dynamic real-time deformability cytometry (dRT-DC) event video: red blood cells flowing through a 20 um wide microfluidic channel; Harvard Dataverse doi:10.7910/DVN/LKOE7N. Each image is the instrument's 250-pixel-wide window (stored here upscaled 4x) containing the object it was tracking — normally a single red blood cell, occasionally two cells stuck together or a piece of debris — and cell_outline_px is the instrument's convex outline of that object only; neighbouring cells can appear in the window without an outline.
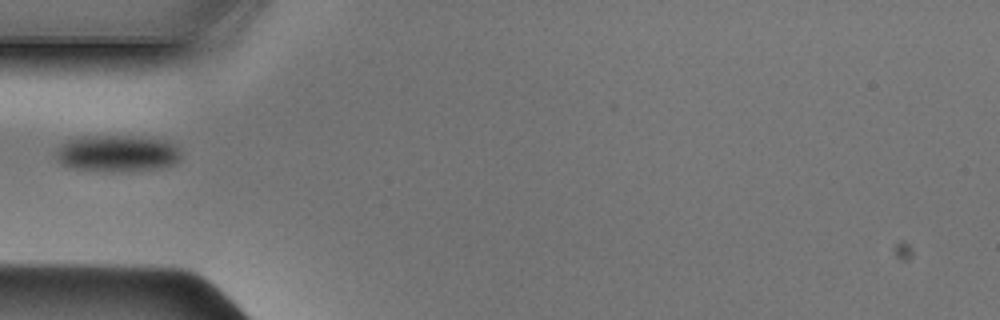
{"species": "Egyptian fruit bat (a non-hibernating species)", "species_latin": "Rousettus aegyptiacus", "temperature_condition": "cold", "stored_images_in_passage": 34, "camera_frame_rate_fps": 3000, "um_per_image_px": 0.085, "animal": {"sex": "male"}, "frame": {"image": 1, "passage_image": 1, "time_ms": 0.0, "image_size_px": [1000, 320], "cell_outline_px": [[180, 160], [176, 164], [160, 168], [128, 172], [104, 172], [72, 168], [56, 160], [56, 152], [60, 144], [68, 140], [80, 136], [132, 136], [160, 140], [176, 144], [180, 148]], "centroid_in_image_um": [9.97, 13.06], "position_along_channel_um": 75.0, "area_um2": 27.17}}
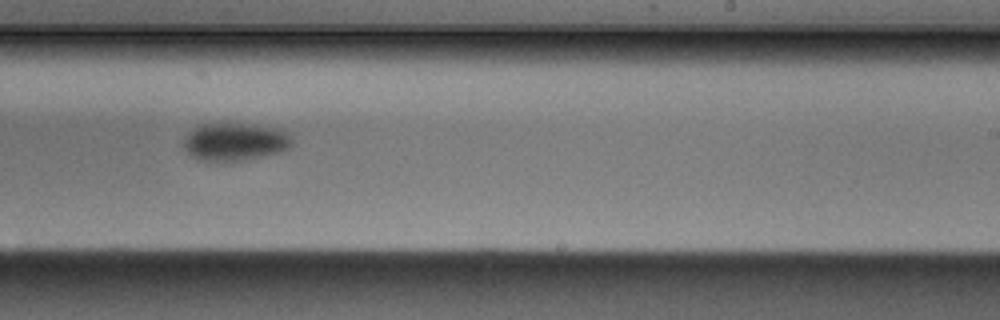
{"frame": {"image": 2, "passage_image": 15, "time_ms": 4.667, "image_size_px": [1000, 320], "cell_outline_px": [[292, 144], [288, 148], [280, 152], [248, 160], [196, 160], [184, 148], [180, 140], [196, 124], [256, 124], [276, 128], [292, 136]], "centroid_in_image_um": [19.92, 12.04], "position_along_channel_um": 269.1, "area_um2": 24.1}}
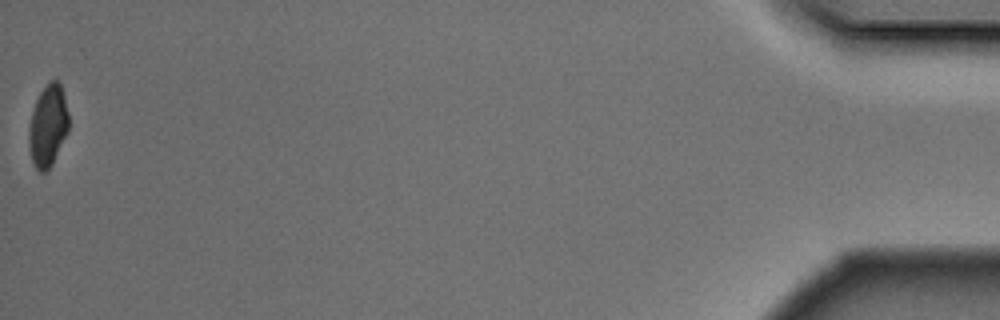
{"frame": {"image": 3, "passage_image": 34, "time_ms": 11.0, "image_size_px": [1000, 320], "cell_outline_px": [[68, 132], [52, 164], [44, 172], [40, 172], [36, 168], [32, 160], [28, 144], [28, 128], [32, 112], [36, 100], [40, 92], [52, 80], [56, 80], [60, 84], [64, 96], [68, 112]], "centroid_in_image_um": [4.07, 10.71], "position_along_channel_um": 431.1, "area_um2": 18.79}}